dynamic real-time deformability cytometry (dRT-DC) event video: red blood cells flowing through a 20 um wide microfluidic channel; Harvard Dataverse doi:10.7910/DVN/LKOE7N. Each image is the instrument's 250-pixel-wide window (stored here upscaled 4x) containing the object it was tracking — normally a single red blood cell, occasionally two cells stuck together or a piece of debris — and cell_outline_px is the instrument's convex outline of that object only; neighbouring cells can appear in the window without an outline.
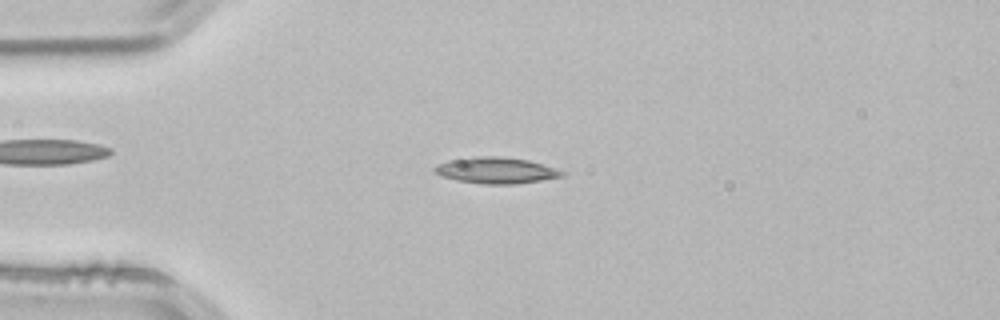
{"species": "common noctule bat (a hibernating species)", "species_latin": "Nyctalus noctula", "temperature_condition": "room temperature", "stored_images_in_passage": 2, "camera_frame_rate_fps": 3000, "um_per_image_px": 0.085, "animal": {"sex": "male", "body_mass_g": 21.5, "forearm_length_mm": 52.0}, "frame": {"image": 1, "passage_image": 2, "time_ms": 0.333, "image_size_px": [1000, 320], "cell_outline_px": [[564, 176], [540, 180], [512, 184], [484, 184], [456, 180], [440, 176], [432, 168], [448, 160], [468, 156], [500, 156], [528, 160], [564, 172]], "centroid_in_image_um": [42.09, 14.47], "position_along_channel_um": 42.9, "area_um2": 19.25}}